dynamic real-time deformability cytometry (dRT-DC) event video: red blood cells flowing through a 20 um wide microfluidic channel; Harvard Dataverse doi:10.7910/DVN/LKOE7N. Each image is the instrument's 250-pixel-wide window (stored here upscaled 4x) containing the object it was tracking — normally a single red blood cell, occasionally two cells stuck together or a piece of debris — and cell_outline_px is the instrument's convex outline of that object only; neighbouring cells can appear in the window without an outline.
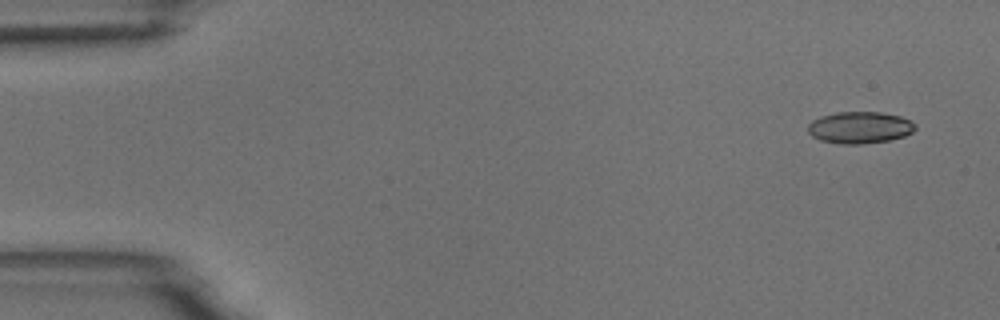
{"species": "common noctule bat (a hibernating species)", "species_latin": "Nyctalus noctula", "temperature_condition": "room temperature", "stored_images_in_passage": 4, "camera_frame_rate_fps": 3000, "um_per_image_px": 0.085, "animal": {"sex": "male", "body_mass_g": 18.8}, "frame": {"image": 1, "passage_image": 1, "time_ms": 0.0, "image_size_px": [1000, 320], "cell_outline_px": [[916, 128], [912, 132], [904, 136], [888, 140], [860, 144], [840, 144], [820, 140], [812, 136], [808, 132], [808, 124], [812, 120], [820, 116], [836, 112], [880, 112], [900, 116], [916, 124]], "centroid_in_image_um": [73.05, 10.83], "position_along_channel_um": 11.9, "area_um2": 19.88}}
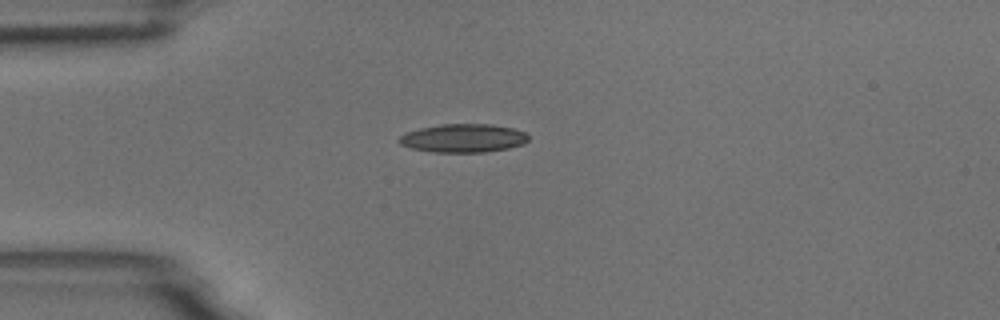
{"frame": {"image": 2, "passage_image": 4, "time_ms": 3.667, "image_size_px": [1000, 320], "cell_outline_px": [[528, 140], [524, 144], [508, 148], [484, 152], [432, 152], [412, 148], [400, 144], [400, 136], [408, 132], [420, 128], [440, 124], [492, 124], [512, 128], [524, 132], [528, 136]], "centroid_in_image_um": [39.4, 11.74], "position_along_channel_um": 45.6, "area_um2": 21.27}}